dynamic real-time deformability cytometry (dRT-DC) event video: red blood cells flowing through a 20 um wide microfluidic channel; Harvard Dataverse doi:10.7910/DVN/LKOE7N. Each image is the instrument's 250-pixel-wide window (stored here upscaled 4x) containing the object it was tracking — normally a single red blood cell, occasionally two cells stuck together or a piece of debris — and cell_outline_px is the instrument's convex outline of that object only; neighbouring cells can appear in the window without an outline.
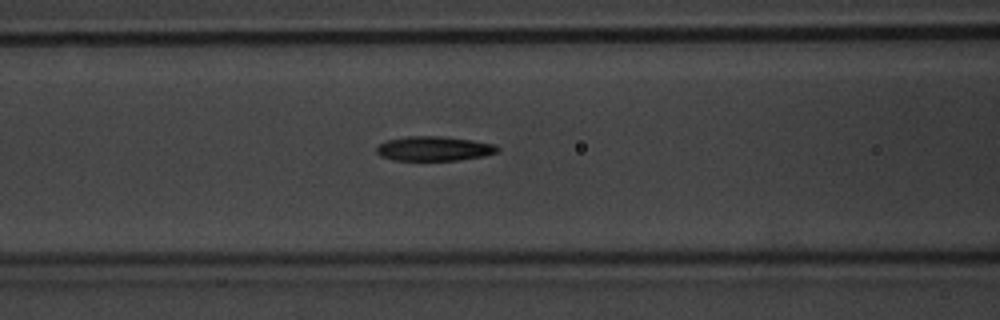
{"species": "common noctule bat (a hibernating species)", "species_latin": "Nyctalus noctula", "temperature_condition": "warm", "stored_images_in_passage": 48, "camera_frame_rate_fps": 3000, "um_per_image_px": 0.085, "animal": {"sex": "male", "body_mass_g": 20.1, "forearm_length_mm": 53.5}, "frame": {"image": 1, "passage_image": 23, "time_ms": 7.333, "image_size_px": [1000, 320], "cell_outline_px": [[500, 148], [496, 152], [484, 156], [460, 160], [392, 160], [380, 156], [376, 152], [376, 148], [380, 144], [388, 140], [404, 136], [440, 136], [472, 140], [496, 144]], "centroid_in_image_um": [36.89, 12.63], "position_along_channel_um": 129.7, "area_um2": 17.34}}
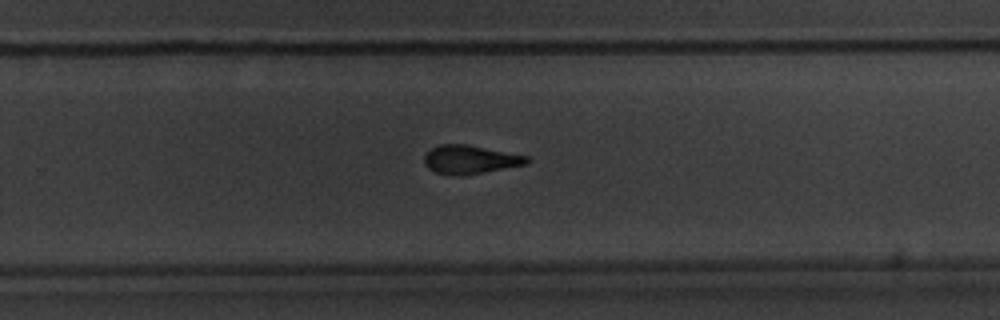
{"frame": {"image": 2, "passage_image": 36, "time_ms": 11.667, "image_size_px": [1000, 320], "cell_outline_px": [[528, 164], [484, 172], [436, 172], [428, 168], [424, 164], [424, 156], [432, 148], [440, 144], [468, 144], [528, 156]], "centroid_in_image_um": [39.99, 13.5], "position_along_channel_um": 289.8, "area_um2": 16.3}}
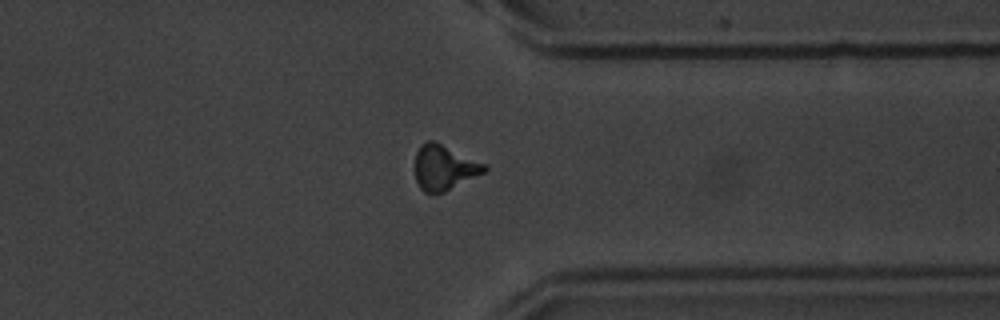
{"frame": {"image": 3, "passage_image": 43, "time_ms": 14.0, "image_size_px": [1000, 320], "cell_outline_px": [[488, 168], [484, 172], [444, 192], [432, 196], [424, 192], [420, 188], [416, 180], [416, 152], [420, 144], [428, 140], [436, 140], [488, 164]], "centroid_in_image_um": [37.76, 14.22], "position_along_channel_um": 373.6, "area_um2": 18.67}}